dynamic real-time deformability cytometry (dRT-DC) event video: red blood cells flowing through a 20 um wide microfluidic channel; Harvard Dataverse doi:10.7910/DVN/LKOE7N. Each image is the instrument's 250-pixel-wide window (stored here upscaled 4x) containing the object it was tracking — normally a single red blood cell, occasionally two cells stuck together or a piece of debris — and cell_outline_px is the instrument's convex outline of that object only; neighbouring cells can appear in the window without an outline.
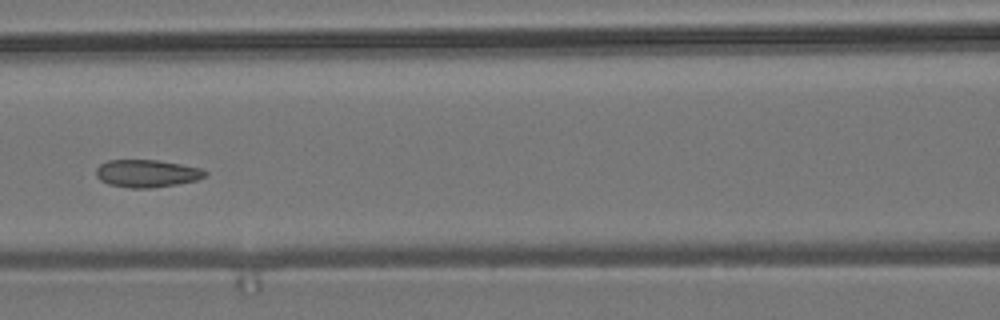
{"species": "common noctule bat (a hibernating species)", "species_latin": "Nyctalus noctula", "temperature_condition": "room temperature", "stored_images_in_passage": 7, "camera_frame_rate_fps": 3000, "um_per_image_px": 0.085, "animal": {"sex": "male", "body_mass_g": 19.2, "forearm_length_mm": 51.8}, "frame": {"image": 1, "passage_image": 6, "time_ms": 6.333, "image_size_px": [1000, 320], "cell_outline_px": [[208, 172], [204, 176], [196, 180], [176, 184], [148, 188], [128, 188], [108, 184], [100, 180], [96, 176], [96, 168], [100, 164], [108, 160], [156, 160], [180, 164], [200, 168]], "centroid_in_image_um": [12.44, 14.74], "position_along_channel_um": 154.2, "area_um2": 17.4}}
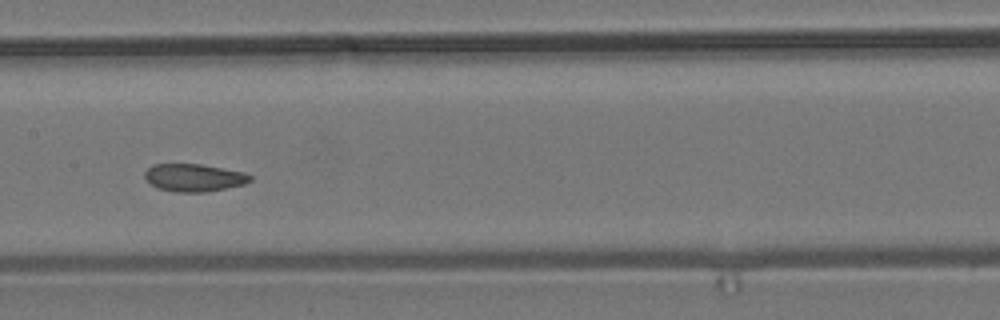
{"frame": {"image": 2, "passage_image": 7, "time_ms": 7.333, "image_size_px": [1000, 320], "cell_outline_px": [[252, 180], [244, 184], [204, 192], [176, 192], [156, 188], [148, 184], [144, 176], [144, 172], [152, 164], [200, 164], [244, 172], [252, 176]], "centroid_in_image_um": [16.43, 15.1], "position_along_channel_um": 191.0, "area_um2": 17.05}}